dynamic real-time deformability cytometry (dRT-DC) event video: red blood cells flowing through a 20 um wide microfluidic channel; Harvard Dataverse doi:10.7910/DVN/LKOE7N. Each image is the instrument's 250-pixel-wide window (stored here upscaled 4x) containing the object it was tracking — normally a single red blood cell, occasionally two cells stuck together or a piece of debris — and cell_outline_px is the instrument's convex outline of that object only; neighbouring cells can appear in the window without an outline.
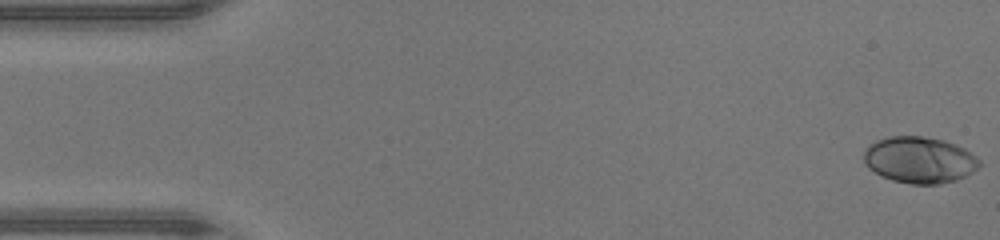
{"species": "human", "species_latin": "Homo sapiens", "temperature_condition": "warm", "stored_images_in_passage": 48, "camera_frame_rate_fps": 3000, "um_per_image_px": 0.085, "donor": {"sex": "male"}, "frame": {"image": 1, "passage_image": 1, "time_ms": 0.0, "image_size_px": [1000, 240], "cell_outline_px": [[980, 164], [972, 172], [956, 180], [940, 184], [912, 184], [892, 180], [880, 176], [868, 168], [864, 164], [864, 148], [868, 144], [876, 140], [888, 136], [920, 136], [944, 140], [956, 144], [964, 148], [976, 156], [980, 160]], "centroid_in_image_um": [78.11, 13.59], "position_along_channel_um": 6.9, "area_um2": 31.5}}
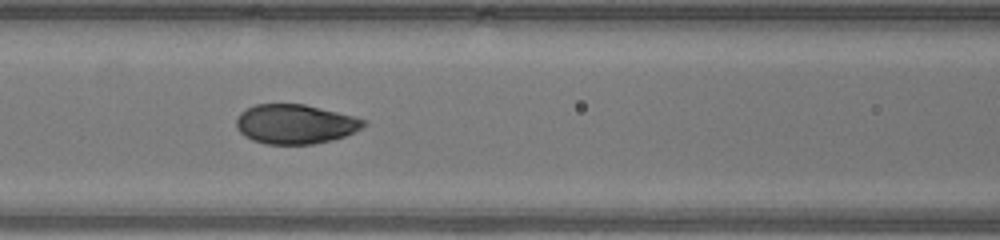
{"frame": {"image": 2, "passage_image": 20, "time_ms": 6.333, "image_size_px": [1000, 240], "cell_outline_px": [[368, 124], [356, 132], [332, 140], [312, 144], [268, 144], [252, 140], [244, 136], [236, 128], [236, 120], [240, 112], [256, 104], [304, 104], [352, 116], [364, 120]], "centroid_in_image_um": [25.08, 10.55], "position_along_channel_um": 141.5, "area_um2": 29.19}}
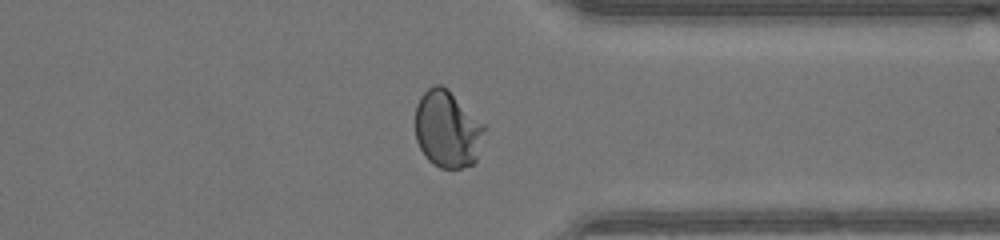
{"frame": {"image": 3, "passage_image": 36, "time_ms": 11.667, "image_size_px": [1000, 240], "cell_outline_px": [[488, 128], [476, 160], [472, 164], [460, 168], [440, 168], [428, 160], [424, 156], [416, 140], [416, 104], [420, 96], [428, 88], [436, 84], [440, 84], [448, 88]], "centroid_in_image_um": [38.05, 10.98], "position_along_channel_um": 373.4, "area_um2": 31.39}, "authors_computed_cell_mechanics": {"area_um2": 30.4895, "velocity_mm_per_s": 4.4359, "shape_relaxation_time_tau1_ms": 3.5174, "shape_relaxation_time_tau2_ms": null, "deformation_change_tau1": 0.2057, "deformation_change_tau2": null}}